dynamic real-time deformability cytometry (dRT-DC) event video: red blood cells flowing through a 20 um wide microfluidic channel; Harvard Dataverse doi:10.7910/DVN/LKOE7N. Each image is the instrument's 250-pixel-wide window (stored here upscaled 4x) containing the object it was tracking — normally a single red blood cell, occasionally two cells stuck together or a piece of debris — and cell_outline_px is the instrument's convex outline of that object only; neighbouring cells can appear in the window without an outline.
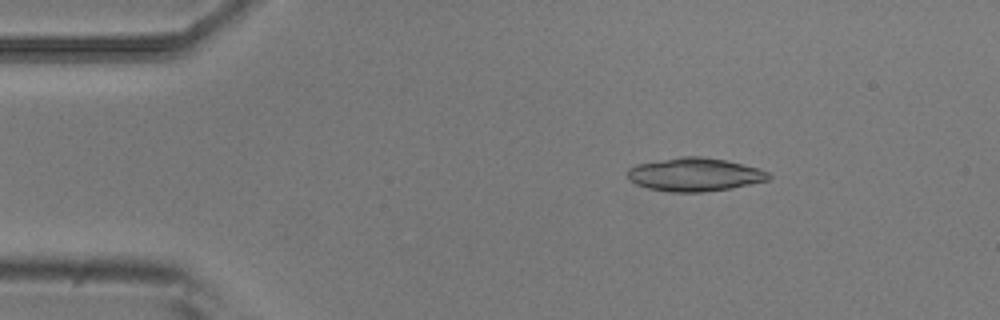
{"species": "common noctule bat (a hibernating species)", "species_latin": "Nyctalus noctula", "temperature_condition": "room temperature", "stored_images_in_passage": 5, "camera_frame_rate_fps": 3000, "um_per_image_px": 0.085, "animal": {"sex": "male", "body_mass_g": 20.5, "forearm_length_mm": 52.5}, "frame": {"image": 1, "passage_image": 3, "time_ms": 0.667, "image_size_px": [1000, 320], "cell_outline_px": [[772, 176], [768, 180], [732, 188], [704, 192], [668, 192], [648, 188], [636, 184], [628, 180], [628, 168], [636, 164], [680, 156], [700, 156], [724, 160], [756, 168], [768, 172]], "centroid_in_image_um": [59.01, 14.84], "position_along_channel_um": 26.0, "area_um2": 27.4}}